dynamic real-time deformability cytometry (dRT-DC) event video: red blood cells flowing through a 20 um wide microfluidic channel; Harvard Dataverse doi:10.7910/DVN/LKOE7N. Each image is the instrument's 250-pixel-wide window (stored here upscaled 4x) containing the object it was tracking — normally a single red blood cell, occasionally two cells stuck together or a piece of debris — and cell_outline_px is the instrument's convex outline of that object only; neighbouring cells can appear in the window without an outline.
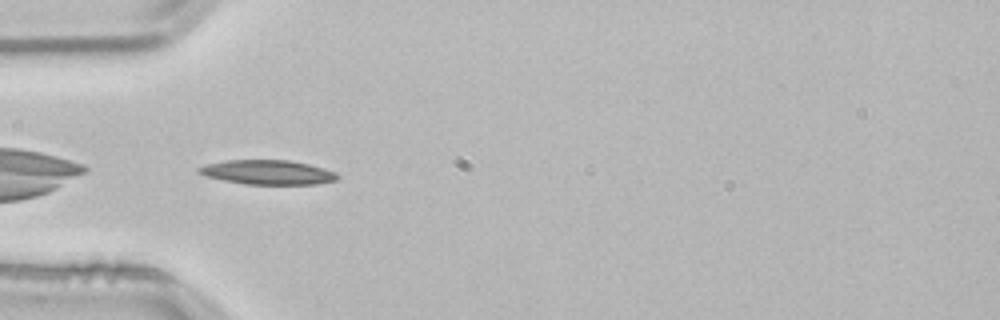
{"species": "common noctule bat (a hibernating species)", "species_latin": "Nyctalus noctula", "temperature_condition": "room temperature", "stored_images_in_passage": 38, "camera_frame_rate_fps": 3000, "um_per_image_px": 0.085, "animal": {"sex": "male", "body_mass_g": 21.5, "forearm_length_mm": 52.0}, "frame": {"image": 1, "passage_image": 1, "time_ms": 0.0, "image_size_px": [1000, 320], "cell_outline_px": [[340, 176], [336, 180], [316, 184], [244, 184], [224, 180], [208, 176], [196, 172], [196, 168], [208, 164], [224, 160], [288, 160], [308, 164], [324, 168], [336, 172]], "centroid_in_image_um": [22.76, 14.64], "position_along_channel_um": 62.2, "area_um2": 19.65}, "authors_computed_cell_mechanics": {"area_um2": 18.2648, "velocity_mm_per_s": 3.8176, "shape_relaxation_time_tau1_ms": 5.3979, "shape_relaxation_time_tau2_ms": null, "deformation_change_tau1": 0.1289, "deformation_change_tau2": null}}